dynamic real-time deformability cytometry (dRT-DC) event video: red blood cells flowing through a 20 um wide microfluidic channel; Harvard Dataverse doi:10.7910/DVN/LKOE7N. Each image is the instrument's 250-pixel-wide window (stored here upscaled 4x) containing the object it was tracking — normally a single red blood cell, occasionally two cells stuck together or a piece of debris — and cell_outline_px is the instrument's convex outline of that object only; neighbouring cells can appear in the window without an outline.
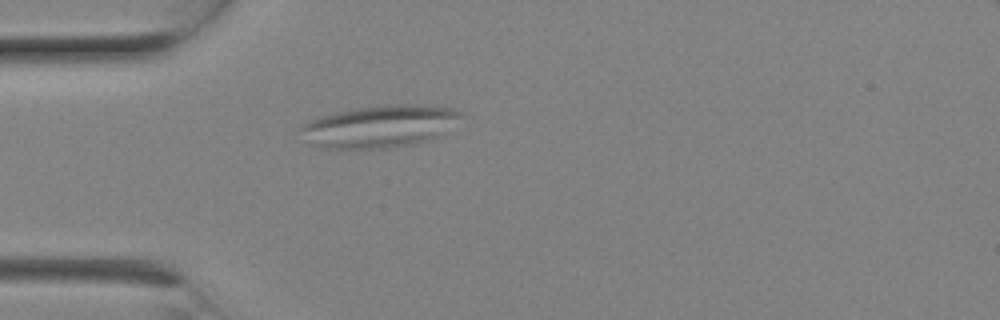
{"species": "Egyptian fruit bat (a non-hibernating species)", "species_latin": "Rousettus aegyptiacus", "temperature_condition": "room temperature", "stored_images_in_passage": 4, "camera_frame_rate_fps": 3000, "um_per_image_px": 0.085, "animal": {"sex": "female"}, "frame": {"image": 1, "passage_image": 1, "time_ms": 0.0, "image_size_px": [1000, 320], "cell_outline_px": [[464, 116], [444, 136], [416, 144], [388, 148], [320, 148], [312, 144], [300, 128], [308, 120], [320, 116], [336, 112], [356, 108], [388, 104], [416, 104], [452, 108], [464, 112]], "centroid_in_image_um": [32.4, 10.73], "position_along_channel_um": 52.6, "area_um2": 39.88}}